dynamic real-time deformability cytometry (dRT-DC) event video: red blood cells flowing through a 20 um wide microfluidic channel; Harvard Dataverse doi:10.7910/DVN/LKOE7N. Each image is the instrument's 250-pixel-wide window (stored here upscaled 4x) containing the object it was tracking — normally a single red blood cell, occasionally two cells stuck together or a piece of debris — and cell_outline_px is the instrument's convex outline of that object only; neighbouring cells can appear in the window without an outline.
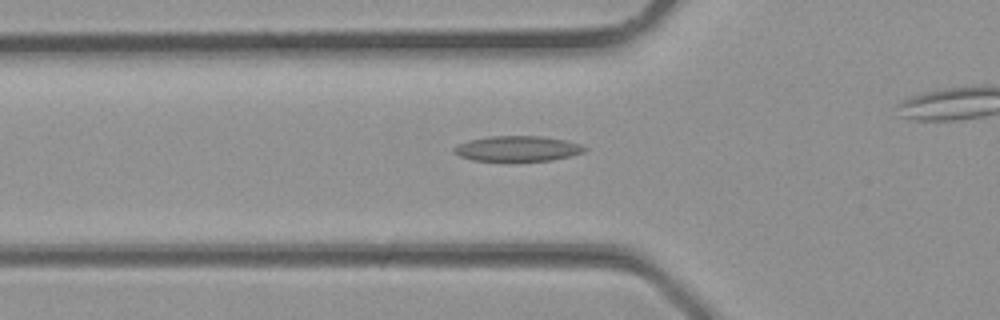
{"species": "common noctule bat (a hibernating species)", "species_latin": "Nyctalus noctula", "temperature_condition": "room temperature", "stored_images_in_passage": 28, "camera_frame_rate_fps": 3000, "um_per_image_px": 0.085, "animal": {"sex": "male", "body_mass_g": 23.1, "forearm_length_mm": 52.7}, "frame": {"image": 1, "passage_image": 12, "time_ms": 3.667, "image_size_px": [1000, 320], "cell_outline_px": [[588, 148], [584, 152], [552, 160], [508, 164], [472, 160], [460, 156], [452, 152], [452, 148], [456, 144], [468, 140], [492, 136], [540, 136], [564, 140], [580, 144]], "centroid_in_image_um": [43.91, 12.68], "position_along_channel_um": 81.9, "area_um2": 20.23}}
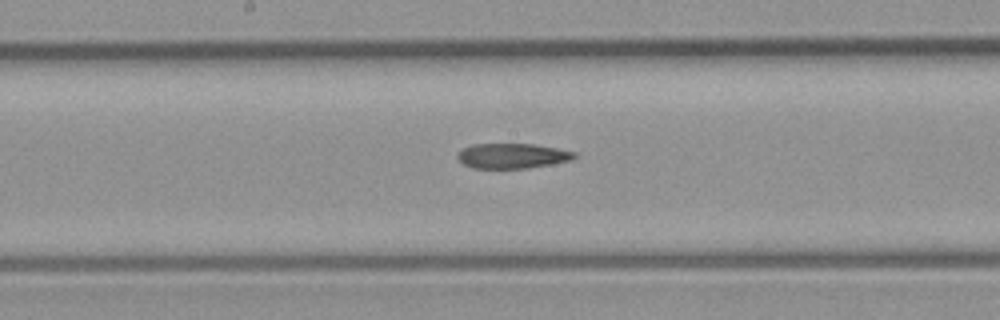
{"frame": {"image": 2, "passage_image": 18, "time_ms": 5.667, "image_size_px": [1000, 320], "cell_outline_px": [[576, 156], [572, 160], [552, 164], [528, 168], [472, 168], [464, 164], [456, 156], [456, 152], [472, 144], [532, 144], [556, 148], [576, 152]], "centroid_in_image_um": [43.53, 13.25], "position_along_channel_um": 204.7, "area_um2": 17.05}}
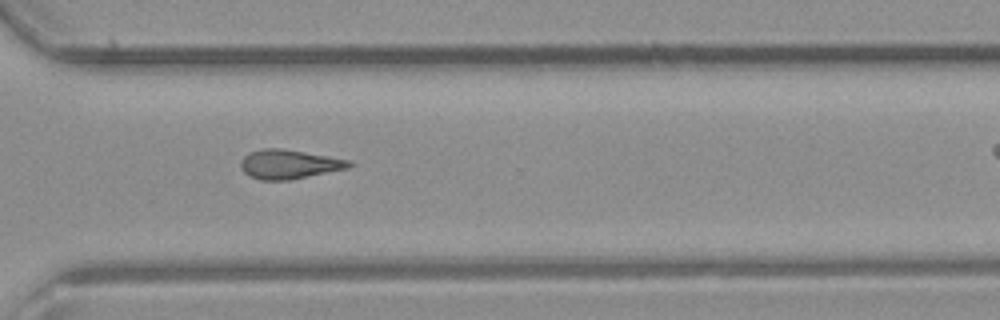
{"frame": {"image": 3, "passage_image": 25, "time_ms": 8.0, "image_size_px": [1000, 320], "cell_outline_px": [[352, 164], [348, 168], [288, 180], [260, 180], [248, 176], [240, 168], [240, 160], [248, 152], [264, 148], [284, 148], [352, 160]], "centroid_in_image_um": [24.53, 13.95], "position_along_channel_um": 346.1, "area_um2": 18.61}}